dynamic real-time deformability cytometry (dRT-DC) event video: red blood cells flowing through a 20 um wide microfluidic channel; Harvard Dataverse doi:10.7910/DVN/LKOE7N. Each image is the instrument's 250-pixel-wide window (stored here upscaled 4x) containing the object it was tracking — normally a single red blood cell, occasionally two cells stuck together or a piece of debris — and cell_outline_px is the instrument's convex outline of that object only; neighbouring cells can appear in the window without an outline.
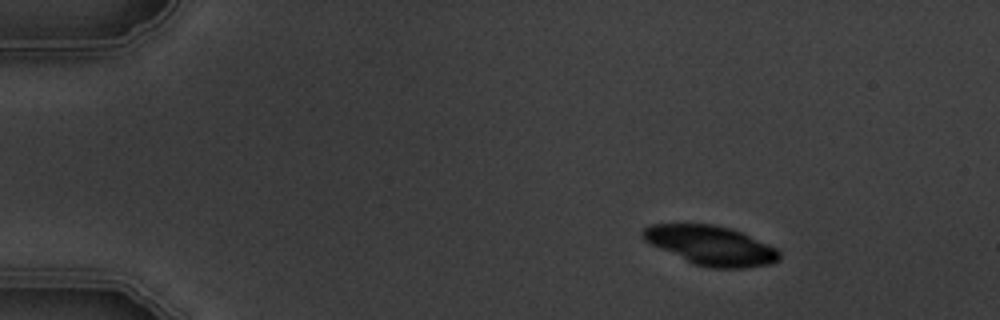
{"species": "common noctule bat (a hibernating species)", "species_latin": "Nyctalus noctula", "temperature_condition": "warm", "stored_images_in_passage": 7, "camera_frame_rate_fps": 3000, "um_per_image_px": 0.085, "animal": {"sex": "male", "body_mass_g": 19.5, "forearm_length_mm": 54.6}, "frame": {"image": 1, "passage_image": 2, "time_ms": 1.0, "image_size_px": [1000, 320], "cell_outline_px": [[780, 260], [772, 264], [744, 268], [712, 268], [692, 264], [644, 240], [640, 236], [640, 232], [644, 228], [652, 224], [712, 224], [732, 228], [776, 248], [780, 252]], "centroid_in_image_um": [60.43, 20.87], "position_along_channel_um": 24.6, "area_um2": 31.27}}